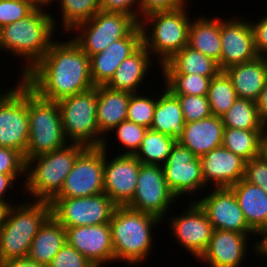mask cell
Segmentation results:
<instances>
[{
    "label": "cell",
    "instance_id": "cell-1",
    "mask_svg": "<svg viewBox=\"0 0 267 267\" xmlns=\"http://www.w3.org/2000/svg\"><path fill=\"white\" fill-rule=\"evenodd\" d=\"M55 40L43 58L21 79L40 98L59 101L95 87L90 57L70 39Z\"/></svg>",
    "mask_w": 267,
    "mask_h": 267
},
{
    "label": "cell",
    "instance_id": "cell-2",
    "mask_svg": "<svg viewBox=\"0 0 267 267\" xmlns=\"http://www.w3.org/2000/svg\"><path fill=\"white\" fill-rule=\"evenodd\" d=\"M45 9L37 7L27 17L0 28V53L8 52V55L19 57V63L24 62L19 68V79L43 58L60 28L55 12L51 11L52 15Z\"/></svg>",
    "mask_w": 267,
    "mask_h": 267
},
{
    "label": "cell",
    "instance_id": "cell-3",
    "mask_svg": "<svg viewBox=\"0 0 267 267\" xmlns=\"http://www.w3.org/2000/svg\"><path fill=\"white\" fill-rule=\"evenodd\" d=\"M162 222L151 214L116 206L109 222L115 262L123 261L128 266L138 267L150 259L154 252L153 235H156L152 230Z\"/></svg>",
    "mask_w": 267,
    "mask_h": 267
},
{
    "label": "cell",
    "instance_id": "cell-4",
    "mask_svg": "<svg viewBox=\"0 0 267 267\" xmlns=\"http://www.w3.org/2000/svg\"><path fill=\"white\" fill-rule=\"evenodd\" d=\"M16 202L8 207L0 227V262L27 258L32 240L51 216L48 201L24 198Z\"/></svg>",
    "mask_w": 267,
    "mask_h": 267
},
{
    "label": "cell",
    "instance_id": "cell-5",
    "mask_svg": "<svg viewBox=\"0 0 267 267\" xmlns=\"http://www.w3.org/2000/svg\"><path fill=\"white\" fill-rule=\"evenodd\" d=\"M86 148L83 144L69 143L27 160L25 183L24 186L20 183V191L23 190L24 196L29 194L27 199L50 202L60 192L75 160Z\"/></svg>",
    "mask_w": 267,
    "mask_h": 267
},
{
    "label": "cell",
    "instance_id": "cell-6",
    "mask_svg": "<svg viewBox=\"0 0 267 267\" xmlns=\"http://www.w3.org/2000/svg\"><path fill=\"white\" fill-rule=\"evenodd\" d=\"M187 5L175 10L153 12L139 21L143 46L156 58L159 72L165 62L188 45L192 17Z\"/></svg>",
    "mask_w": 267,
    "mask_h": 267
},
{
    "label": "cell",
    "instance_id": "cell-7",
    "mask_svg": "<svg viewBox=\"0 0 267 267\" xmlns=\"http://www.w3.org/2000/svg\"><path fill=\"white\" fill-rule=\"evenodd\" d=\"M29 136L25 162L35 156L61 149L69 144L62 127L59 105L40 98L28 87Z\"/></svg>",
    "mask_w": 267,
    "mask_h": 267
},
{
    "label": "cell",
    "instance_id": "cell-8",
    "mask_svg": "<svg viewBox=\"0 0 267 267\" xmlns=\"http://www.w3.org/2000/svg\"><path fill=\"white\" fill-rule=\"evenodd\" d=\"M62 127L69 143H79L86 147H101L104 137L97 124V86L57 101Z\"/></svg>",
    "mask_w": 267,
    "mask_h": 267
},
{
    "label": "cell",
    "instance_id": "cell-9",
    "mask_svg": "<svg viewBox=\"0 0 267 267\" xmlns=\"http://www.w3.org/2000/svg\"><path fill=\"white\" fill-rule=\"evenodd\" d=\"M138 24L129 14L100 10L68 35L72 34V40L90 57L102 52L111 43L125 38Z\"/></svg>",
    "mask_w": 267,
    "mask_h": 267
},
{
    "label": "cell",
    "instance_id": "cell-10",
    "mask_svg": "<svg viewBox=\"0 0 267 267\" xmlns=\"http://www.w3.org/2000/svg\"><path fill=\"white\" fill-rule=\"evenodd\" d=\"M18 80L0 98V147L16 149L24 156L29 136L28 86Z\"/></svg>",
    "mask_w": 267,
    "mask_h": 267
},
{
    "label": "cell",
    "instance_id": "cell-11",
    "mask_svg": "<svg viewBox=\"0 0 267 267\" xmlns=\"http://www.w3.org/2000/svg\"><path fill=\"white\" fill-rule=\"evenodd\" d=\"M162 169L169 189L179 201L184 196L188 201H196L197 196L200 198L210 188L205 185L200 158L179 142L173 146Z\"/></svg>",
    "mask_w": 267,
    "mask_h": 267
},
{
    "label": "cell",
    "instance_id": "cell-12",
    "mask_svg": "<svg viewBox=\"0 0 267 267\" xmlns=\"http://www.w3.org/2000/svg\"><path fill=\"white\" fill-rule=\"evenodd\" d=\"M51 215L65 228L109 223L116 208L112 199L103 193L77 198H53Z\"/></svg>",
    "mask_w": 267,
    "mask_h": 267
},
{
    "label": "cell",
    "instance_id": "cell-13",
    "mask_svg": "<svg viewBox=\"0 0 267 267\" xmlns=\"http://www.w3.org/2000/svg\"><path fill=\"white\" fill-rule=\"evenodd\" d=\"M178 201L167 185L162 166L141 163L136 190L127 207L163 221L172 215L167 214L172 210L171 205L179 203Z\"/></svg>",
    "mask_w": 267,
    "mask_h": 267
},
{
    "label": "cell",
    "instance_id": "cell-14",
    "mask_svg": "<svg viewBox=\"0 0 267 267\" xmlns=\"http://www.w3.org/2000/svg\"><path fill=\"white\" fill-rule=\"evenodd\" d=\"M104 149L87 147L75 160L54 198L89 197L104 192Z\"/></svg>",
    "mask_w": 267,
    "mask_h": 267
},
{
    "label": "cell",
    "instance_id": "cell-15",
    "mask_svg": "<svg viewBox=\"0 0 267 267\" xmlns=\"http://www.w3.org/2000/svg\"><path fill=\"white\" fill-rule=\"evenodd\" d=\"M188 204L183 205L186 209L180 215L168 216L163 220L169 229L170 235L175 238L172 240L177 242V246L185 249L196 260L205 252L212 237L213 227L209 219L199 204L194 201H187ZM169 219V220H167ZM167 222H170L169 224Z\"/></svg>",
    "mask_w": 267,
    "mask_h": 267
},
{
    "label": "cell",
    "instance_id": "cell-16",
    "mask_svg": "<svg viewBox=\"0 0 267 267\" xmlns=\"http://www.w3.org/2000/svg\"><path fill=\"white\" fill-rule=\"evenodd\" d=\"M256 236L260 238L256 233L213 230L208 247L197 261L200 264L203 262L204 267H242L243 262L248 260L246 257L249 250L260 257L262 239L257 240ZM251 238H254L252 241L257 240L253 245L250 244Z\"/></svg>",
    "mask_w": 267,
    "mask_h": 267
},
{
    "label": "cell",
    "instance_id": "cell-17",
    "mask_svg": "<svg viewBox=\"0 0 267 267\" xmlns=\"http://www.w3.org/2000/svg\"><path fill=\"white\" fill-rule=\"evenodd\" d=\"M209 189L196 202L207 215L214 230L255 233L248 226L236 196L229 187Z\"/></svg>",
    "mask_w": 267,
    "mask_h": 267
},
{
    "label": "cell",
    "instance_id": "cell-18",
    "mask_svg": "<svg viewBox=\"0 0 267 267\" xmlns=\"http://www.w3.org/2000/svg\"><path fill=\"white\" fill-rule=\"evenodd\" d=\"M238 17L231 18L230 14V18L220 19L221 58L218 65L222 71L258 57L249 19L251 17Z\"/></svg>",
    "mask_w": 267,
    "mask_h": 267
},
{
    "label": "cell",
    "instance_id": "cell-19",
    "mask_svg": "<svg viewBox=\"0 0 267 267\" xmlns=\"http://www.w3.org/2000/svg\"><path fill=\"white\" fill-rule=\"evenodd\" d=\"M104 150V193L116 206H127L134 196L141 162L135 155L108 157Z\"/></svg>",
    "mask_w": 267,
    "mask_h": 267
},
{
    "label": "cell",
    "instance_id": "cell-20",
    "mask_svg": "<svg viewBox=\"0 0 267 267\" xmlns=\"http://www.w3.org/2000/svg\"><path fill=\"white\" fill-rule=\"evenodd\" d=\"M66 229V241L95 267L115 263L110 223Z\"/></svg>",
    "mask_w": 267,
    "mask_h": 267
},
{
    "label": "cell",
    "instance_id": "cell-21",
    "mask_svg": "<svg viewBox=\"0 0 267 267\" xmlns=\"http://www.w3.org/2000/svg\"><path fill=\"white\" fill-rule=\"evenodd\" d=\"M142 45V31L138 24L125 38L90 56V73L95 87L106 85L124 59L130 57Z\"/></svg>",
    "mask_w": 267,
    "mask_h": 267
},
{
    "label": "cell",
    "instance_id": "cell-22",
    "mask_svg": "<svg viewBox=\"0 0 267 267\" xmlns=\"http://www.w3.org/2000/svg\"><path fill=\"white\" fill-rule=\"evenodd\" d=\"M199 158L202 176L207 187H231L244 178L246 161L223 146Z\"/></svg>",
    "mask_w": 267,
    "mask_h": 267
},
{
    "label": "cell",
    "instance_id": "cell-23",
    "mask_svg": "<svg viewBox=\"0 0 267 267\" xmlns=\"http://www.w3.org/2000/svg\"><path fill=\"white\" fill-rule=\"evenodd\" d=\"M229 188L234 192L248 226L262 239L267 234V193L244 178Z\"/></svg>",
    "mask_w": 267,
    "mask_h": 267
},
{
    "label": "cell",
    "instance_id": "cell-24",
    "mask_svg": "<svg viewBox=\"0 0 267 267\" xmlns=\"http://www.w3.org/2000/svg\"><path fill=\"white\" fill-rule=\"evenodd\" d=\"M154 59L142 45L130 57L124 59L106 86L132 94L140 93L139 89L144 87L142 84L147 80L146 76H150V71L154 69Z\"/></svg>",
    "mask_w": 267,
    "mask_h": 267
},
{
    "label": "cell",
    "instance_id": "cell-25",
    "mask_svg": "<svg viewBox=\"0 0 267 267\" xmlns=\"http://www.w3.org/2000/svg\"><path fill=\"white\" fill-rule=\"evenodd\" d=\"M224 128L222 118L211 115L186 123L183 135L178 142L187 147L195 156L200 157L222 146Z\"/></svg>",
    "mask_w": 267,
    "mask_h": 267
},
{
    "label": "cell",
    "instance_id": "cell-26",
    "mask_svg": "<svg viewBox=\"0 0 267 267\" xmlns=\"http://www.w3.org/2000/svg\"><path fill=\"white\" fill-rule=\"evenodd\" d=\"M231 79L238 98L256 102L267 80V64L264 57L235 64L223 70Z\"/></svg>",
    "mask_w": 267,
    "mask_h": 267
},
{
    "label": "cell",
    "instance_id": "cell-27",
    "mask_svg": "<svg viewBox=\"0 0 267 267\" xmlns=\"http://www.w3.org/2000/svg\"><path fill=\"white\" fill-rule=\"evenodd\" d=\"M132 93L113 90L106 85L97 86L98 110L96 114L99 133L106 138L122 121L127 120V110Z\"/></svg>",
    "mask_w": 267,
    "mask_h": 267
},
{
    "label": "cell",
    "instance_id": "cell-28",
    "mask_svg": "<svg viewBox=\"0 0 267 267\" xmlns=\"http://www.w3.org/2000/svg\"><path fill=\"white\" fill-rule=\"evenodd\" d=\"M150 129L170 136L178 142L186 124L178 98L161 83ZM161 92V93H160Z\"/></svg>",
    "mask_w": 267,
    "mask_h": 267
},
{
    "label": "cell",
    "instance_id": "cell-29",
    "mask_svg": "<svg viewBox=\"0 0 267 267\" xmlns=\"http://www.w3.org/2000/svg\"><path fill=\"white\" fill-rule=\"evenodd\" d=\"M189 25L188 46L219 62L221 58L220 17L198 15ZM218 17V18H217Z\"/></svg>",
    "mask_w": 267,
    "mask_h": 267
},
{
    "label": "cell",
    "instance_id": "cell-30",
    "mask_svg": "<svg viewBox=\"0 0 267 267\" xmlns=\"http://www.w3.org/2000/svg\"><path fill=\"white\" fill-rule=\"evenodd\" d=\"M66 242L65 227L51 215L32 240L27 258L48 266Z\"/></svg>",
    "mask_w": 267,
    "mask_h": 267
},
{
    "label": "cell",
    "instance_id": "cell-31",
    "mask_svg": "<svg viewBox=\"0 0 267 267\" xmlns=\"http://www.w3.org/2000/svg\"><path fill=\"white\" fill-rule=\"evenodd\" d=\"M221 71L217 61L187 45L161 66L160 73L198 74L212 79Z\"/></svg>",
    "mask_w": 267,
    "mask_h": 267
},
{
    "label": "cell",
    "instance_id": "cell-32",
    "mask_svg": "<svg viewBox=\"0 0 267 267\" xmlns=\"http://www.w3.org/2000/svg\"><path fill=\"white\" fill-rule=\"evenodd\" d=\"M267 130H241L224 128L222 146L243 158L246 162L260 156V144Z\"/></svg>",
    "mask_w": 267,
    "mask_h": 267
},
{
    "label": "cell",
    "instance_id": "cell-33",
    "mask_svg": "<svg viewBox=\"0 0 267 267\" xmlns=\"http://www.w3.org/2000/svg\"><path fill=\"white\" fill-rule=\"evenodd\" d=\"M62 33L68 35L76 26L90 20L101 10L100 0H57Z\"/></svg>",
    "mask_w": 267,
    "mask_h": 267
},
{
    "label": "cell",
    "instance_id": "cell-34",
    "mask_svg": "<svg viewBox=\"0 0 267 267\" xmlns=\"http://www.w3.org/2000/svg\"><path fill=\"white\" fill-rule=\"evenodd\" d=\"M224 127L241 130H267L261 120L256 102L238 98L230 109L222 116Z\"/></svg>",
    "mask_w": 267,
    "mask_h": 267
},
{
    "label": "cell",
    "instance_id": "cell-35",
    "mask_svg": "<svg viewBox=\"0 0 267 267\" xmlns=\"http://www.w3.org/2000/svg\"><path fill=\"white\" fill-rule=\"evenodd\" d=\"M177 141L148 128L135 157L142 164L163 165Z\"/></svg>",
    "mask_w": 267,
    "mask_h": 267
},
{
    "label": "cell",
    "instance_id": "cell-36",
    "mask_svg": "<svg viewBox=\"0 0 267 267\" xmlns=\"http://www.w3.org/2000/svg\"><path fill=\"white\" fill-rule=\"evenodd\" d=\"M206 96L212 115L219 117L226 113L238 99L232 81L224 71L211 79Z\"/></svg>",
    "mask_w": 267,
    "mask_h": 267
},
{
    "label": "cell",
    "instance_id": "cell-37",
    "mask_svg": "<svg viewBox=\"0 0 267 267\" xmlns=\"http://www.w3.org/2000/svg\"><path fill=\"white\" fill-rule=\"evenodd\" d=\"M148 128L131 122L129 120L122 121L120 124H118L112 131H110L111 134L106 135L107 138H104L102 148L105 151H108L109 147V135H113V132L116 136L113 140L116 142L118 141V144L121 145L122 151L120 154H128V155H135L136 152L139 150L142 140L147 132ZM109 136V137H108ZM124 148V150H123ZM126 151V152H125Z\"/></svg>",
    "mask_w": 267,
    "mask_h": 267
},
{
    "label": "cell",
    "instance_id": "cell-38",
    "mask_svg": "<svg viewBox=\"0 0 267 267\" xmlns=\"http://www.w3.org/2000/svg\"><path fill=\"white\" fill-rule=\"evenodd\" d=\"M163 84L174 95H207L210 77L198 74H161Z\"/></svg>",
    "mask_w": 267,
    "mask_h": 267
},
{
    "label": "cell",
    "instance_id": "cell-39",
    "mask_svg": "<svg viewBox=\"0 0 267 267\" xmlns=\"http://www.w3.org/2000/svg\"><path fill=\"white\" fill-rule=\"evenodd\" d=\"M143 90L144 88L141 89L142 92L140 93L131 94L127 110V120L150 128L156 107L157 95L154 93V96L150 97L149 92H143Z\"/></svg>",
    "mask_w": 267,
    "mask_h": 267
},
{
    "label": "cell",
    "instance_id": "cell-40",
    "mask_svg": "<svg viewBox=\"0 0 267 267\" xmlns=\"http://www.w3.org/2000/svg\"><path fill=\"white\" fill-rule=\"evenodd\" d=\"M180 103L186 123L201 120L212 115L206 95H175Z\"/></svg>",
    "mask_w": 267,
    "mask_h": 267
},
{
    "label": "cell",
    "instance_id": "cell-41",
    "mask_svg": "<svg viewBox=\"0 0 267 267\" xmlns=\"http://www.w3.org/2000/svg\"><path fill=\"white\" fill-rule=\"evenodd\" d=\"M25 169L26 162L24 156L18 150L9 147H0L1 174L11 175L18 183L22 181L21 183L24 186L25 180L21 178L25 177Z\"/></svg>",
    "mask_w": 267,
    "mask_h": 267
},
{
    "label": "cell",
    "instance_id": "cell-42",
    "mask_svg": "<svg viewBox=\"0 0 267 267\" xmlns=\"http://www.w3.org/2000/svg\"><path fill=\"white\" fill-rule=\"evenodd\" d=\"M36 8L31 0H0V28L27 17Z\"/></svg>",
    "mask_w": 267,
    "mask_h": 267
},
{
    "label": "cell",
    "instance_id": "cell-43",
    "mask_svg": "<svg viewBox=\"0 0 267 267\" xmlns=\"http://www.w3.org/2000/svg\"><path fill=\"white\" fill-rule=\"evenodd\" d=\"M48 267H95V265L66 242Z\"/></svg>",
    "mask_w": 267,
    "mask_h": 267
},
{
    "label": "cell",
    "instance_id": "cell-44",
    "mask_svg": "<svg viewBox=\"0 0 267 267\" xmlns=\"http://www.w3.org/2000/svg\"><path fill=\"white\" fill-rule=\"evenodd\" d=\"M244 179L259 186L267 193V163L261 156L246 162Z\"/></svg>",
    "mask_w": 267,
    "mask_h": 267
},
{
    "label": "cell",
    "instance_id": "cell-45",
    "mask_svg": "<svg viewBox=\"0 0 267 267\" xmlns=\"http://www.w3.org/2000/svg\"><path fill=\"white\" fill-rule=\"evenodd\" d=\"M139 0V21L147 14L157 11L178 9L192 2L191 0Z\"/></svg>",
    "mask_w": 267,
    "mask_h": 267
},
{
    "label": "cell",
    "instance_id": "cell-46",
    "mask_svg": "<svg viewBox=\"0 0 267 267\" xmlns=\"http://www.w3.org/2000/svg\"><path fill=\"white\" fill-rule=\"evenodd\" d=\"M258 19V20H257ZM250 24L254 35L255 50L258 56L267 55V14L260 19L259 17L250 19Z\"/></svg>",
    "mask_w": 267,
    "mask_h": 267
},
{
    "label": "cell",
    "instance_id": "cell-47",
    "mask_svg": "<svg viewBox=\"0 0 267 267\" xmlns=\"http://www.w3.org/2000/svg\"><path fill=\"white\" fill-rule=\"evenodd\" d=\"M101 10L123 12L139 23V0H100Z\"/></svg>",
    "mask_w": 267,
    "mask_h": 267
},
{
    "label": "cell",
    "instance_id": "cell-48",
    "mask_svg": "<svg viewBox=\"0 0 267 267\" xmlns=\"http://www.w3.org/2000/svg\"><path fill=\"white\" fill-rule=\"evenodd\" d=\"M16 185H19V184L11 175H4L0 173V201L4 202L8 207L13 205V201L12 200L10 201V198L8 197L10 196V192H11L9 190L16 188L17 187Z\"/></svg>",
    "mask_w": 267,
    "mask_h": 267
},
{
    "label": "cell",
    "instance_id": "cell-49",
    "mask_svg": "<svg viewBox=\"0 0 267 267\" xmlns=\"http://www.w3.org/2000/svg\"><path fill=\"white\" fill-rule=\"evenodd\" d=\"M0 267H48V266L32 261L29 258H18L0 262Z\"/></svg>",
    "mask_w": 267,
    "mask_h": 267
},
{
    "label": "cell",
    "instance_id": "cell-50",
    "mask_svg": "<svg viewBox=\"0 0 267 267\" xmlns=\"http://www.w3.org/2000/svg\"><path fill=\"white\" fill-rule=\"evenodd\" d=\"M256 106L258 108L259 116L261 120L267 126V80L258 99L256 100Z\"/></svg>",
    "mask_w": 267,
    "mask_h": 267
},
{
    "label": "cell",
    "instance_id": "cell-51",
    "mask_svg": "<svg viewBox=\"0 0 267 267\" xmlns=\"http://www.w3.org/2000/svg\"><path fill=\"white\" fill-rule=\"evenodd\" d=\"M260 156L267 163V131L263 134L261 139Z\"/></svg>",
    "mask_w": 267,
    "mask_h": 267
},
{
    "label": "cell",
    "instance_id": "cell-52",
    "mask_svg": "<svg viewBox=\"0 0 267 267\" xmlns=\"http://www.w3.org/2000/svg\"><path fill=\"white\" fill-rule=\"evenodd\" d=\"M37 7H43V8H48L47 10L49 11V7L53 5L57 0H31Z\"/></svg>",
    "mask_w": 267,
    "mask_h": 267
},
{
    "label": "cell",
    "instance_id": "cell-53",
    "mask_svg": "<svg viewBox=\"0 0 267 267\" xmlns=\"http://www.w3.org/2000/svg\"><path fill=\"white\" fill-rule=\"evenodd\" d=\"M260 257L267 259V234L262 238L260 246Z\"/></svg>",
    "mask_w": 267,
    "mask_h": 267
},
{
    "label": "cell",
    "instance_id": "cell-54",
    "mask_svg": "<svg viewBox=\"0 0 267 267\" xmlns=\"http://www.w3.org/2000/svg\"><path fill=\"white\" fill-rule=\"evenodd\" d=\"M7 209L8 206L4 202L0 201V223L4 221Z\"/></svg>",
    "mask_w": 267,
    "mask_h": 267
},
{
    "label": "cell",
    "instance_id": "cell-55",
    "mask_svg": "<svg viewBox=\"0 0 267 267\" xmlns=\"http://www.w3.org/2000/svg\"><path fill=\"white\" fill-rule=\"evenodd\" d=\"M9 86H7L6 87V89L3 91V90H1V92H0V98L11 88V85H10V87L8 88ZM3 91V92H2Z\"/></svg>",
    "mask_w": 267,
    "mask_h": 267
},
{
    "label": "cell",
    "instance_id": "cell-56",
    "mask_svg": "<svg viewBox=\"0 0 267 267\" xmlns=\"http://www.w3.org/2000/svg\"><path fill=\"white\" fill-rule=\"evenodd\" d=\"M264 59H265V61H266V64H267V55H265V56H264Z\"/></svg>",
    "mask_w": 267,
    "mask_h": 267
}]
</instances>
